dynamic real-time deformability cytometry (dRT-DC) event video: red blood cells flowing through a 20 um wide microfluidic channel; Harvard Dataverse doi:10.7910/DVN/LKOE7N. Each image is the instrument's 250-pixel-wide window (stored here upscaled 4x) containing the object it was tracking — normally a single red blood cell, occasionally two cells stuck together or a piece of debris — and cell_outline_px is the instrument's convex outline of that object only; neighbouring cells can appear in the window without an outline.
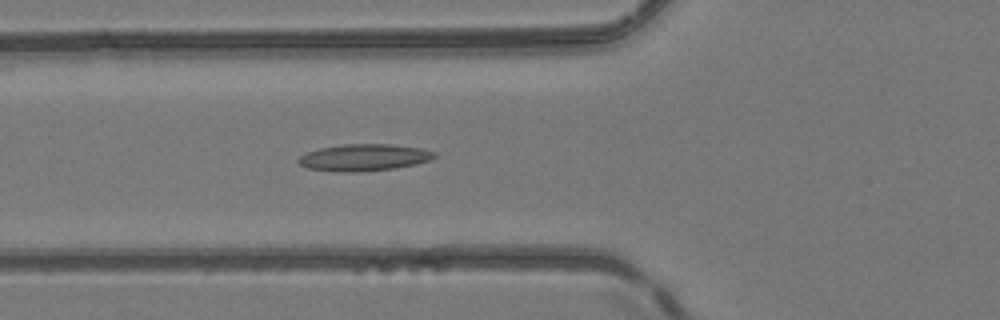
{"species": "common noctule bat (a hibernating species)", "species_latin": "Nyctalus noctula", "temperature_condition": "room temperature", "stored_images_in_passage": 50, "camera_frame_rate_fps": 3000, "um_per_image_px": 0.085, "animal": {"sex": "female", "body_mass_g": 24.6, "forearm_length_mm": 56.2}, "frame": {"image": 1, "passage_image": 19, "time_ms": 6.0, "image_size_px": [1000, 320], "cell_outline_px": [[436, 156], [428, 160], [416, 164], [396, 168], [360, 172], [336, 172], [308, 168], [300, 164], [296, 160], [300, 156], [308, 152], [320, 148], [344, 144], [392, 144], [420, 148], [436, 152]], "centroid_in_image_um": [30.93, 13.39], "position_along_channel_um": 94.9, "area_um2": 21.27}}
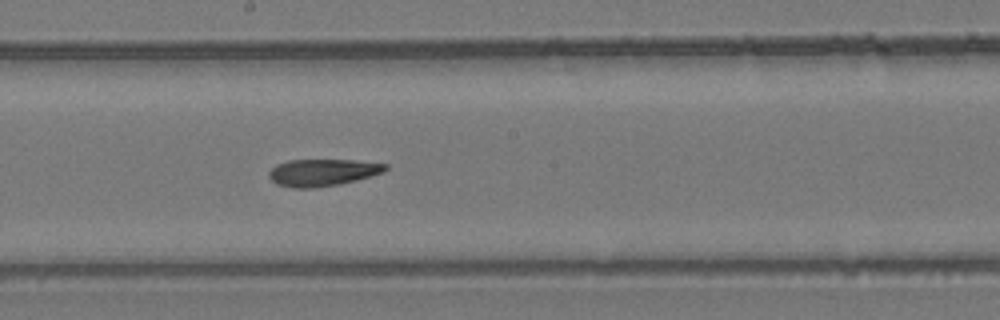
{"frame": {"image": 2, "passage_image": 28, "time_ms": 9.0, "image_size_px": [1000, 320], "cell_outline_px": [[388, 168], [384, 172], [372, 176], [340, 184], [312, 188], [292, 188], [276, 184], [268, 176], [268, 172], [276, 164], [288, 160], [352, 160], [388, 164]], "centroid_in_image_um": [27.41, 14.66], "position_along_channel_um": 220.8, "area_um2": 18.44}}
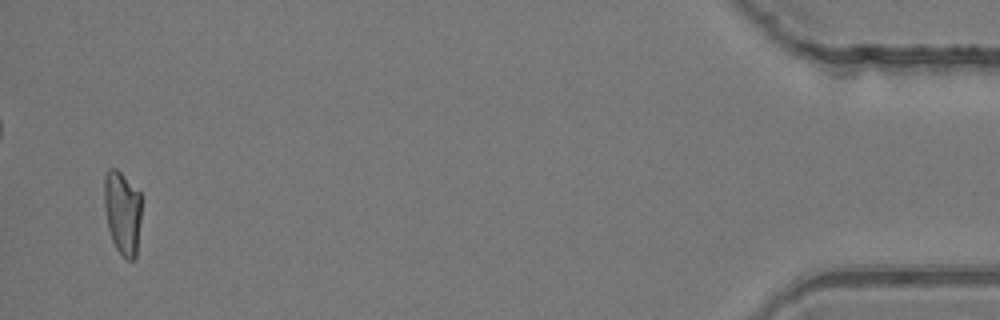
{"frame": {"image": 3, "passage_image": 49, "time_ms": 16.0, "image_size_px": [1000, 320], "cell_outline_px": [[140, 220], [136, 256], [132, 260], [128, 260], [116, 248], [112, 240], [108, 228], [104, 208], [104, 176], [108, 168], [116, 168], [140, 192]], "centroid_in_image_um": [10.39, 18.03], "position_along_channel_um": 424.8, "area_um2": 18.09}, "authors_computed_cell_mechanics": {"area_um2": 19.1896, "velocity_mm_per_s": 4.1529, "shape_relaxation_time_tau1_ms": null, "shape_relaxation_time_tau2_ms": 4.9325, "deformation_change_tau1": null, "deformation_change_tau2": 0.1523}}